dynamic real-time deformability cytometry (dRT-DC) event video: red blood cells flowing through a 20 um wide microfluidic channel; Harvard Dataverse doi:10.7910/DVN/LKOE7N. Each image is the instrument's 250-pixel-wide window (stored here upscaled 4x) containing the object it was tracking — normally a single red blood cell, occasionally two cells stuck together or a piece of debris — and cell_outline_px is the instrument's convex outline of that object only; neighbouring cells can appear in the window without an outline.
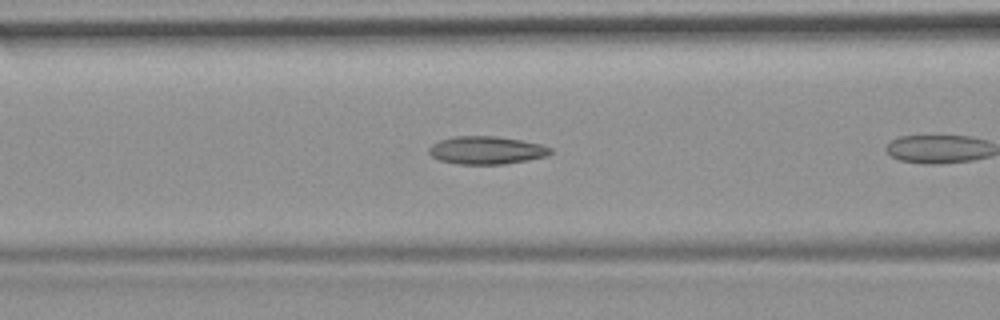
{"species": "common noctule bat (a hibernating species)", "species_latin": "Nyctalus noctula", "temperature_condition": "room temperature", "stored_images_in_passage": 8, "camera_frame_rate_fps": 3000, "um_per_image_px": 0.085, "animal": {"sex": "female", "body_mass_g": 19.9}, "frame": {"image": 1, "passage_image": 7, "time_ms": 2.0, "image_size_px": [1000, 320], "cell_outline_px": [[552, 152], [548, 156], [528, 160], [504, 164], [456, 164], [440, 160], [432, 156], [428, 152], [428, 148], [432, 144], [440, 140], [452, 136], [496, 136], [520, 140], [540, 144], [552, 148]], "centroid_in_image_um": [41.34, 12.77], "position_along_channel_um": 125.3, "area_um2": 19.83}}